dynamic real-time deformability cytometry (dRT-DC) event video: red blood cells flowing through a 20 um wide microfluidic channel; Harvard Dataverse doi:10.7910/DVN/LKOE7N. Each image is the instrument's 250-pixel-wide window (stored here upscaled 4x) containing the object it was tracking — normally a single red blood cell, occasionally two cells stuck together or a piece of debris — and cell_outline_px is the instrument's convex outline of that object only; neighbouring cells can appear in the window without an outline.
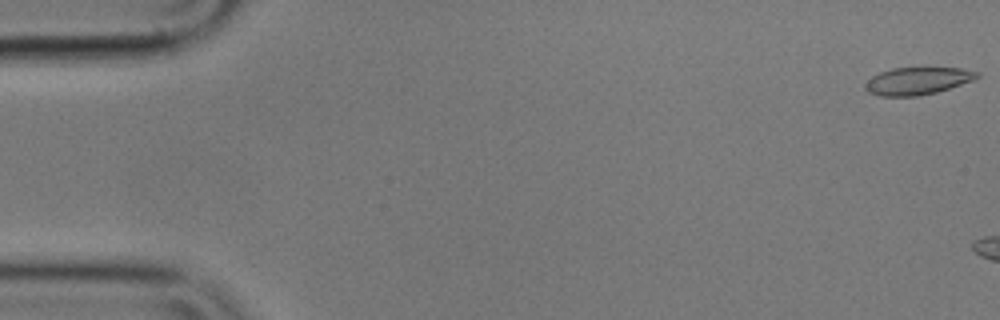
{"species": "common noctule bat (a hibernating species)", "species_latin": "Nyctalus noctula", "temperature_condition": "cold", "stored_images_in_passage": 16, "camera_frame_rate_fps": 3000, "um_per_image_px": 0.085, "animal": {"sex": "male", "body_mass_g": 17.9}, "frame": {"image": 1, "passage_image": 1, "time_ms": 0.0, "image_size_px": [1000, 320], "cell_outline_px": [[980, 76], [972, 80], [936, 92], [916, 96], [880, 96], [868, 92], [864, 88], [864, 84], [872, 76], [880, 72], [892, 68], [960, 68], [980, 72]], "centroid_in_image_um": [77.95, 6.88], "position_along_channel_um": 7.0, "area_um2": 17.69}}